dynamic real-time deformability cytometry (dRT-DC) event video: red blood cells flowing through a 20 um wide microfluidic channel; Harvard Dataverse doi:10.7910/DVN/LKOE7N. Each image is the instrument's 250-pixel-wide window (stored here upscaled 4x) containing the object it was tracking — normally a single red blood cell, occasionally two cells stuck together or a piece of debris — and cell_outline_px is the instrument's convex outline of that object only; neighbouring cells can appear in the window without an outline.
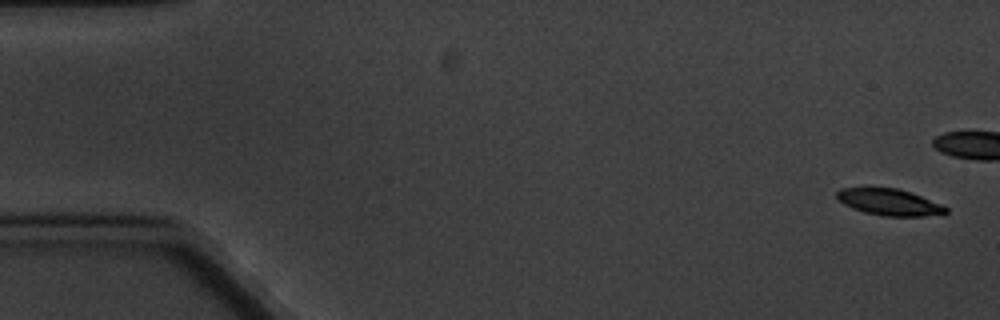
{"species": "common noctule bat (a hibernating species)", "species_latin": "Nyctalus noctula", "temperature_condition": "cold", "stored_images_in_passage": 7, "camera_frame_rate_fps": 3000, "um_per_image_px": 0.085, "animal": {"sex": "male", "body_mass_g": 20.1, "forearm_length_mm": 53.5}, "frame": {"image": 1, "passage_image": 1, "time_ms": 0.0, "image_size_px": [1000, 320], "cell_outline_px": [[948, 212], [944, 216], [884, 216], [864, 212], [852, 208], [844, 204], [836, 196], [836, 192], [840, 188], [896, 188], [912, 192], [940, 204], [948, 208]], "centroid_in_image_um": [75.65, 17.2], "position_along_channel_um": 9.4, "area_um2": 16.94}}